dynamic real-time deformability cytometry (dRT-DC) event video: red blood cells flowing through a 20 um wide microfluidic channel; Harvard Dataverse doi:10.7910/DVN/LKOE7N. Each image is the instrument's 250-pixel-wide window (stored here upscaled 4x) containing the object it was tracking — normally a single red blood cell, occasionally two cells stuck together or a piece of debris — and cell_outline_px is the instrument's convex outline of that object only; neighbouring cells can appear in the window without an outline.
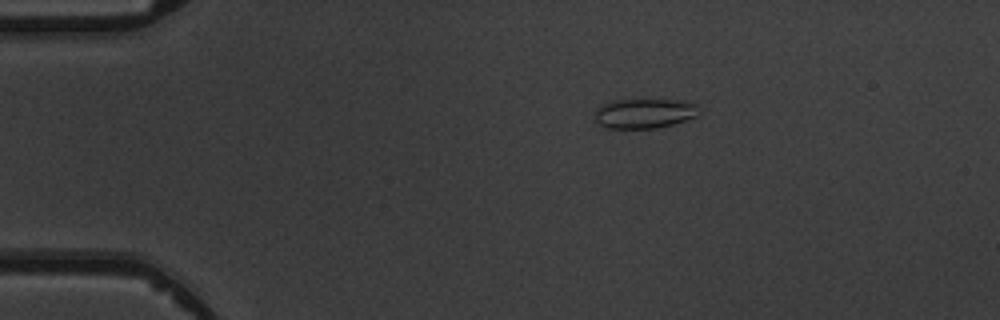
{"species": "common noctule bat (a hibernating species)", "species_latin": "Nyctalus noctula", "temperature_condition": "warm", "stored_images_in_passage": 7, "camera_frame_rate_fps": 3000, "um_per_image_px": 0.085, "animal": {"sex": "male", "body_mass_g": 19.5, "forearm_length_mm": 54.6}, "frame": {"image": 1, "passage_image": 3, "time_ms": 2.333, "image_size_px": [1000, 320], "cell_outline_px": [[696, 116], [672, 124], [656, 128], [608, 128], [600, 124], [596, 120], [596, 108], [600, 104], [612, 100], [680, 100], [696, 104]], "centroid_in_image_um": [54.71, 9.63], "position_along_channel_um": 30.3, "area_um2": 17.74}}
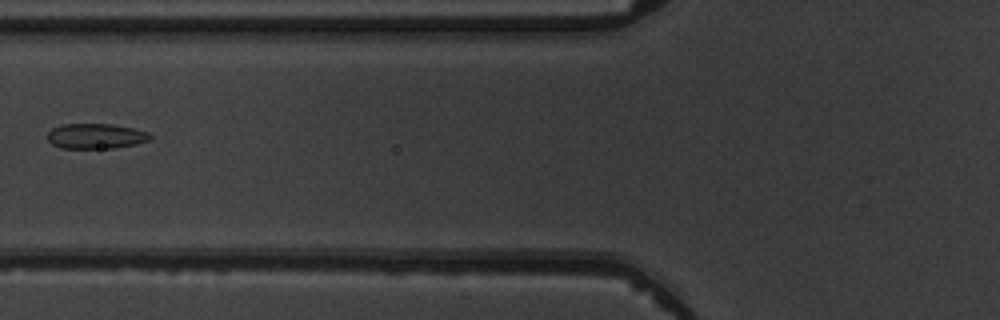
{"frame": {"image": 2, "passage_image": 6, "time_ms": 6.0, "image_size_px": [1000, 320], "cell_outline_px": [[152, 140], [136, 144], [116, 148], [60, 148], [52, 144], [48, 140], [48, 132], [52, 128], [64, 124], [112, 124], [132, 128], [148, 132], [152, 136]], "centroid_in_image_um": [8.17, 11.57], "position_along_channel_um": 117.6, "area_um2": 15.14}}
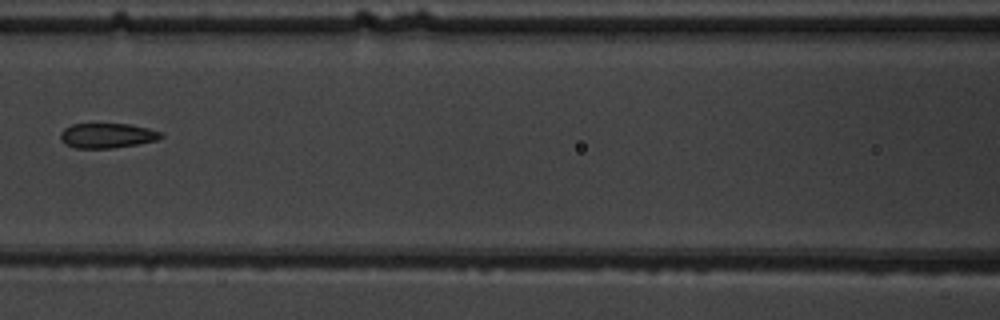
{"frame": {"image": 3, "passage_image": 7, "time_ms": 7.0, "image_size_px": [1000, 320], "cell_outline_px": [[164, 136], [156, 140], [136, 144], [112, 148], [76, 148], [64, 144], [60, 140], [60, 132], [64, 128], [72, 124], [128, 124], [148, 128], [160, 132]], "centroid_in_image_um": [9.06, 11.52], "position_along_channel_um": 157.5, "area_um2": 14.51}}